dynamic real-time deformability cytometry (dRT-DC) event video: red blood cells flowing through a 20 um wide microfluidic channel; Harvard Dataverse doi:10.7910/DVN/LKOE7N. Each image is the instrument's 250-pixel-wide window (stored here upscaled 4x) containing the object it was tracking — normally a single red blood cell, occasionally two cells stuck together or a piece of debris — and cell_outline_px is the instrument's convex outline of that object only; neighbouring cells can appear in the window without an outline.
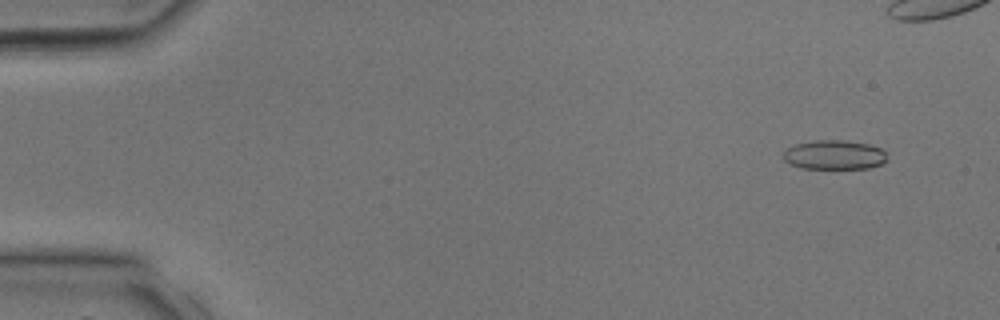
{"species": "common noctule bat (a hibernating species)", "species_latin": "Nyctalus noctula", "temperature_condition": "room temperature", "stored_images_in_passage": 26, "camera_frame_rate_fps": 3000, "um_per_image_px": 0.085, "animal": {"sex": "male", "body_mass_g": 17.9, "forearm_length_mm": 54.2}, "frame": {"image": 1, "passage_image": 1, "time_ms": 0.0, "image_size_px": [1000, 320], "cell_outline_px": [[888, 156], [880, 164], [868, 168], [800, 168], [784, 160], [784, 152], [788, 148], [796, 144], [816, 140], [844, 140], [868, 144], [880, 148]], "centroid_in_image_um": [70.91, 13.16], "position_along_channel_um": 14.1, "area_um2": 17.46}}
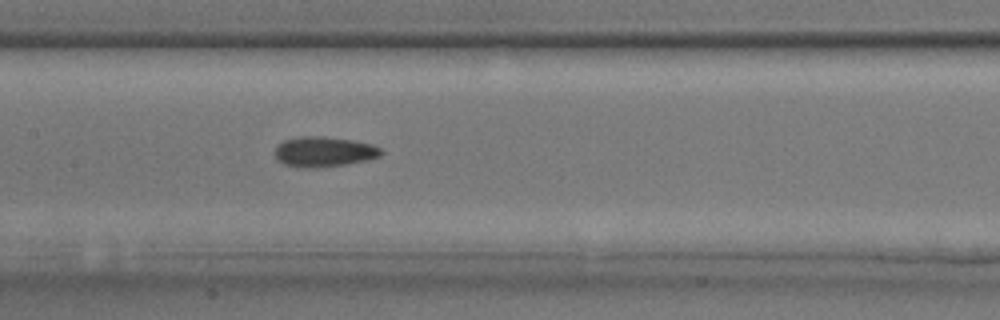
{"frame": {"image": 2, "passage_image": 15, "time_ms": 4.667, "image_size_px": [1000, 320], "cell_outline_px": [[384, 152], [380, 156], [364, 160], [344, 164], [312, 168], [304, 168], [284, 164], [276, 160], [276, 148], [284, 140], [300, 136], [324, 136], [352, 140], [372, 144], [380, 148]], "centroid_in_image_um": [27.53, 12.89], "position_along_channel_um": 179.9, "area_um2": 18.5}}